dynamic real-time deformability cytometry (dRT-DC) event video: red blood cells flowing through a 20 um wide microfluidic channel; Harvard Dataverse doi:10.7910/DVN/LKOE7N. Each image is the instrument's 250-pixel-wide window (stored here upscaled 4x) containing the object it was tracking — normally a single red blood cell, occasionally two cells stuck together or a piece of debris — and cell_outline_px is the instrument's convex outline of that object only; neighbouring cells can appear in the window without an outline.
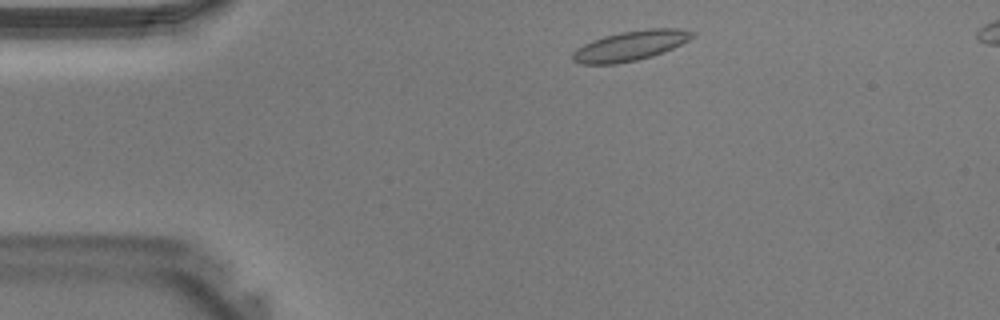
{"species": "Egyptian fruit bat (a non-hibernating species)", "species_latin": "Rousettus aegyptiacus", "temperature_condition": "warm", "stored_images_in_passage": 35, "camera_frame_rate_fps": 3000, "um_per_image_px": 0.085, "animal": {"sex": "male"}, "frame": {"image": 1, "passage_image": 2, "time_ms": 0.333, "image_size_px": [1000, 320], "cell_outline_px": [[696, 36], [664, 52], [652, 56], [636, 60], [616, 64], [580, 64], [572, 60], [572, 52], [576, 48], [592, 40], [604, 36], [620, 32], [648, 28], [680, 28], [696, 32]], "centroid_in_image_um": [53.59, 3.88], "position_along_channel_um": 31.4, "area_um2": 20.98}}
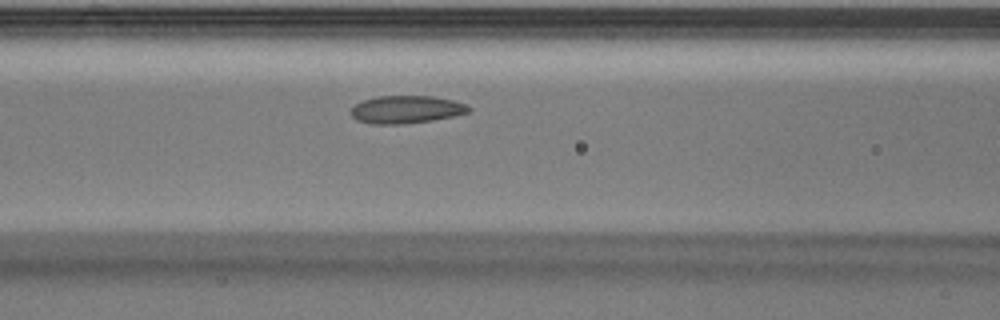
{"frame": {"image": 2, "passage_image": 11, "time_ms": 3.333, "image_size_px": [1000, 320], "cell_outline_px": [[472, 108], [468, 112], [452, 116], [432, 120], [404, 124], [372, 124], [356, 120], [352, 116], [352, 108], [356, 104], [364, 100], [376, 96], [432, 96], [452, 100], [468, 104]], "centroid_in_image_um": [34.54, 9.3], "position_along_channel_um": 132.1, "area_um2": 18.96}}
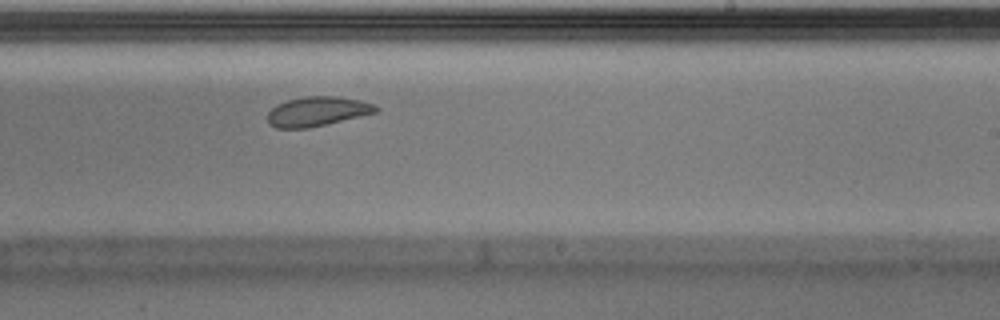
{"frame": {"image": 3, "passage_image": 19, "time_ms": 6.0, "image_size_px": [1000, 320], "cell_outline_px": [[380, 108], [376, 112], [360, 116], [308, 128], [276, 128], [268, 124], [268, 112], [276, 104], [288, 100], [304, 96], [340, 96], [360, 100], [376, 104]], "centroid_in_image_um": [26.97, 9.46], "position_along_channel_um": 262.0, "area_um2": 18.67}}